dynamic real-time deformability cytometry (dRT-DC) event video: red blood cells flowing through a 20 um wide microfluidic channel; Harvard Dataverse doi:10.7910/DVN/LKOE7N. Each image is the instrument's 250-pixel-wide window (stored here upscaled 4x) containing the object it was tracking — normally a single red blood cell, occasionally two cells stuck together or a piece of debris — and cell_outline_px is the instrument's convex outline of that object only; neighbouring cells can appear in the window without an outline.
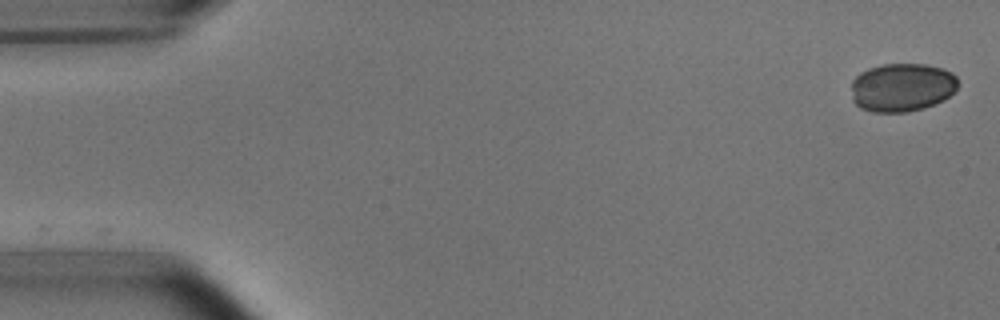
{"species": "common noctule bat (a hibernating species)", "species_latin": "Nyctalus noctula", "temperature_condition": "room temperature", "stored_images_in_passage": 38, "camera_frame_rate_fps": 3000, "um_per_image_px": 0.085, "animal": {"sex": "male", "body_mass_g": 15.6}, "frame": {"image": 1, "passage_image": 1, "time_ms": 0.0, "image_size_px": [1000, 320], "cell_outline_px": [[956, 88], [944, 100], [924, 108], [908, 112], [872, 112], [860, 108], [852, 100], [852, 80], [860, 72], [868, 68], [880, 64], [924, 64], [944, 68], [952, 72], [956, 76]], "centroid_in_image_um": [76.64, 7.42], "position_along_channel_um": 8.4, "area_um2": 30.35}}
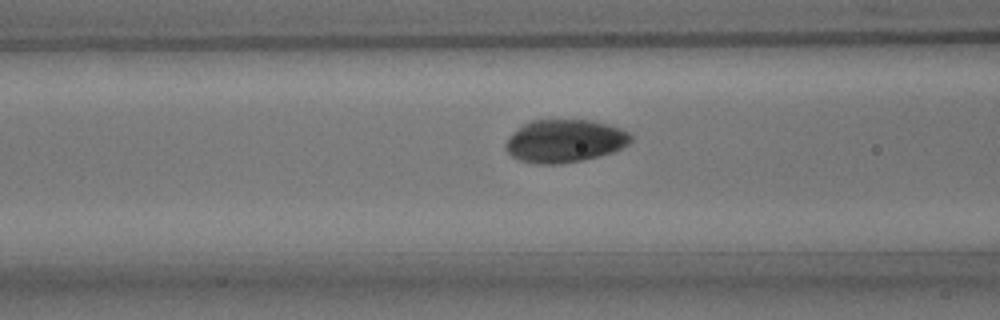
{"frame": {"image": 2, "passage_image": 20, "time_ms": 6.333, "image_size_px": [1000, 320], "cell_outline_px": [[632, 140], [628, 144], [612, 152], [580, 160], [560, 164], [536, 164], [520, 160], [512, 156], [504, 148], [504, 144], [508, 136], [516, 128], [528, 120], [592, 120], [608, 124], [620, 128], [628, 132], [632, 136]], "centroid_in_image_um": [47.95, 11.97], "position_along_channel_um": 118.7, "area_um2": 31.44}}
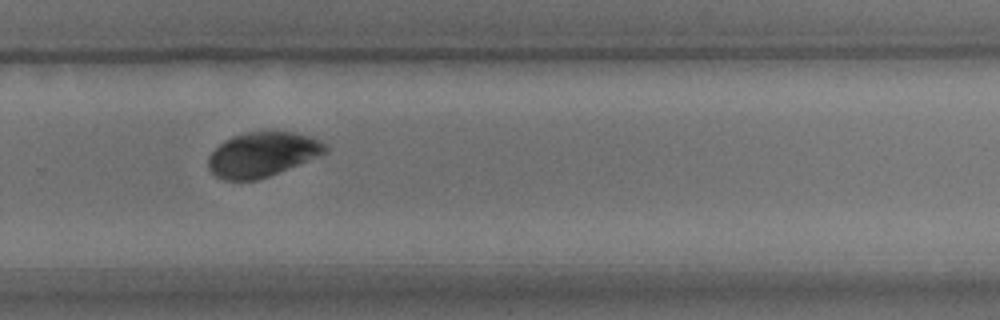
{"frame": {"image": 3, "passage_image": 35, "time_ms": 11.333, "image_size_px": [1000, 320], "cell_outline_px": [[328, 152], [320, 156], [268, 176], [256, 180], [224, 180], [216, 176], [208, 168], [208, 156], [224, 140], [232, 136], [248, 132], [296, 132], [320, 140], [328, 144]], "centroid_in_image_um": [22.32, 13.12], "position_along_channel_um": 307.5, "area_um2": 30.4}}